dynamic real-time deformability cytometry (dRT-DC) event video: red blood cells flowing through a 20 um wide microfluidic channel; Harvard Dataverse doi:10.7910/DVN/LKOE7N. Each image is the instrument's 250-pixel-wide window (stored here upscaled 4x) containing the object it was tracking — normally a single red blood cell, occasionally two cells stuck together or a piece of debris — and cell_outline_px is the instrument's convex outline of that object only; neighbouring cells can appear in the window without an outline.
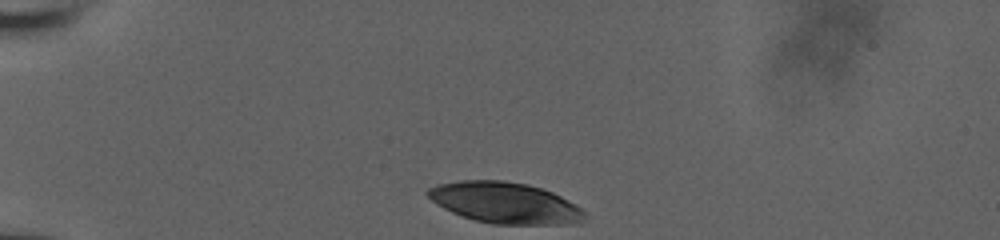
{"species": "human", "species_latin": "Homo sapiens", "temperature_condition": "room temperature", "stored_images_in_passage": 34, "camera_frame_rate_fps": 3000, "um_per_image_px": 0.085, "donor": {"sex": "male"}, "frame": {"image": 1, "passage_image": 1, "time_ms": 0.0, "image_size_px": [1000, 240], "cell_outline_px": [[584, 216], [580, 224], [492, 224], [476, 220], [452, 212], [436, 204], [424, 192], [428, 188], [436, 184], [460, 180], [504, 180], [528, 184], [552, 192], [560, 196], [580, 208], [584, 212]], "centroid_in_image_um": [42.89, 17.23], "position_along_channel_um": 42.1, "area_um2": 37.45}}
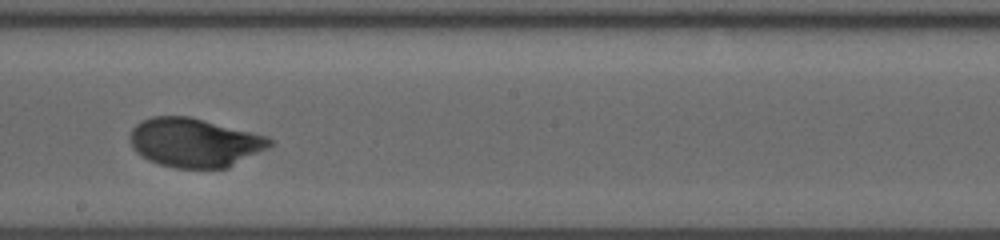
{"frame": {"image": 2, "passage_image": 20, "time_ms": 6.333, "image_size_px": [1000, 240], "cell_outline_px": [[272, 144], [268, 148], [228, 168], [176, 168], [160, 164], [148, 160], [140, 156], [132, 148], [128, 136], [132, 128], [140, 120], [152, 116], [188, 116], [268, 136], [272, 140]], "centroid_in_image_um": [16.5, 12.12], "position_along_channel_um": 231.7, "area_um2": 40.06}}
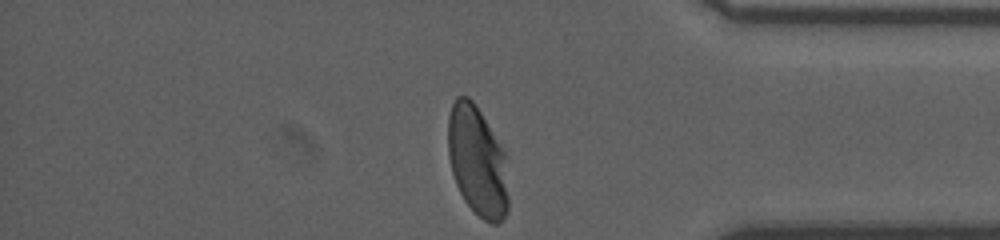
{"frame": {"image": 3, "passage_image": 34, "time_ms": 11.0, "image_size_px": [1000, 240], "cell_outline_px": [[508, 212], [496, 224], [492, 224], [484, 220], [464, 200], [456, 184], [452, 172], [448, 152], [448, 116], [452, 104], [456, 96], [468, 96], [476, 104], [504, 152], [508, 196]], "centroid_in_image_um": [40.56, 13.68], "position_along_channel_um": 394.6, "area_um2": 38.38}, "authors_computed_cell_mechanics": {"area_um2": 39.8242, "velocity_mm_per_s": 3.8097, "shape_relaxation_time_tau1_ms": 3.5135, "shape_relaxation_time_tau2_ms": null, "deformation_change_tau1": 0.1815, "deformation_change_tau2": null}}